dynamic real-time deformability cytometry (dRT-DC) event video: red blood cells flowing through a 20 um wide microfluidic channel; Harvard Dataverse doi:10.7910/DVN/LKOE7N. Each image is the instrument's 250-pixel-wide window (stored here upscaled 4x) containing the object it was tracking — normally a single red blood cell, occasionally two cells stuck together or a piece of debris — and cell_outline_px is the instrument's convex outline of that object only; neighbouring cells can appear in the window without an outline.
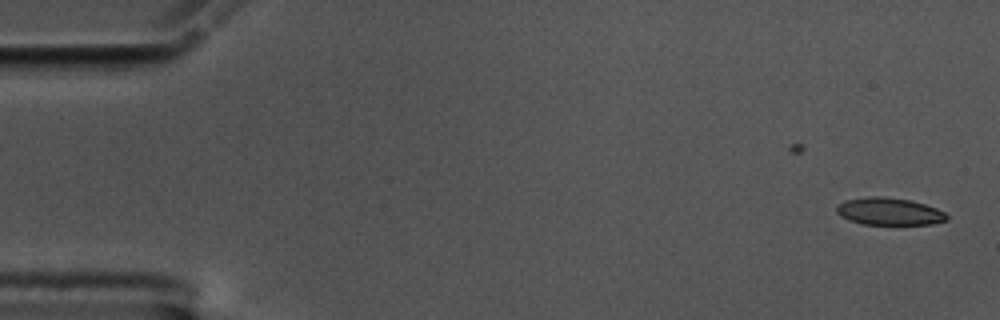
{"species": "common noctule bat (a hibernating species)", "species_latin": "Nyctalus noctula", "temperature_condition": "cold", "stored_images_in_passage": 34, "camera_frame_rate_fps": 3000, "um_per_image_px": 0.085, "animal": {"sex": "male", "body_mass_g": 17.5, "forearm_length_mm": 52.3}, "frame": {"image": 1, "passage_image": 1, "time_ms": 0.0, "image_size_px": [1000, 320], "cell_outline_px": [[948, 220], [932, 224], [864, 224], [848, 220], [840, 216], [836, 212], [836, 208], [844, 200], [868, 196], [884, 196], [908, 200], [924, 204], [936, 208], [944, 212], [948, 216]], "centroid_in_image_um": [75.56, 17.97], "position_along_channel_um": 9.4, "area_um2": 17.51}}
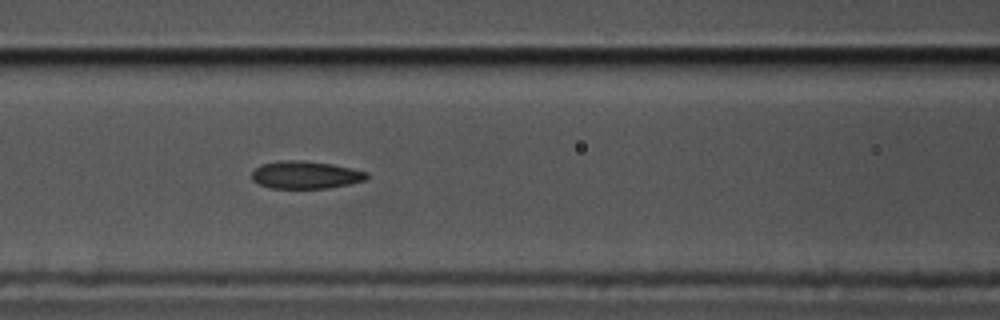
{"frame": {"image": 2, "passage_image": 23, "time_ms": 7.333, "image_size_px": [1000, 320], "cell_outline_px": [[368, 180], [328, 188], [272, 188], [260, 184], [252, 180], [252, 172], [256, 168], [264, 164], [280, 160], [300, 160], [332, 164], [352, 168], [368, 172]], "centroid_in_image_um": [26.01, 14.86], "position_along_channel_um": 140.6, "area_um2": 18.44}}
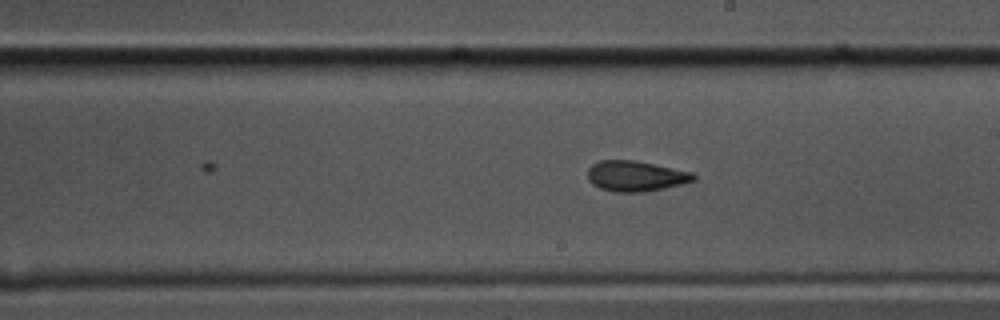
{"frame": {"image": 3, "passage_image": 31, "time_ms": 10.0, "image_size_px": [1000, 320], "cell_outline_px": [[696, 180], [664, 188], [644, 192], [612, 192], [600, 188], [592, 184], [588, 180], [588, 168], [592, 164], [600, 160], [636, 160], [692, 172], [696, 176]], "centroid_in_image_um": [54.01, 14.96], "position_along_channel_um": 235.0, "area_um2": 18.9}}